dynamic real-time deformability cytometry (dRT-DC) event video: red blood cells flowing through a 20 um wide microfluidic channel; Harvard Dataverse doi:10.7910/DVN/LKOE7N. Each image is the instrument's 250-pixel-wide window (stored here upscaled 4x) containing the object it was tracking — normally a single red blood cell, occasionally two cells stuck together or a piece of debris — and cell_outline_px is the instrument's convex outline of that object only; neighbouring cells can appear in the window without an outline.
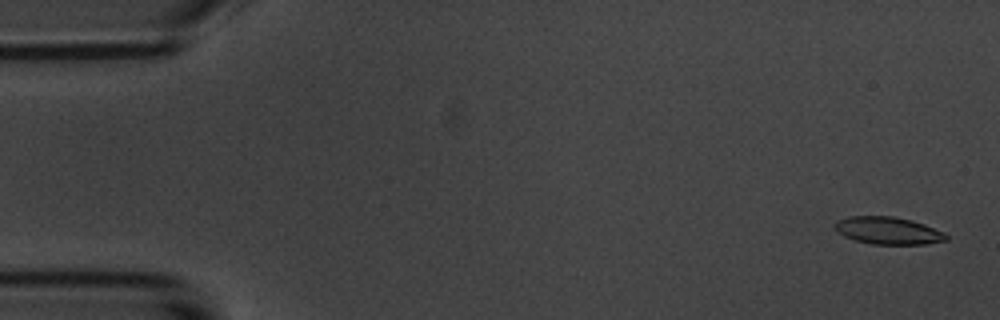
{"species": "common noctule bat (a hibernating species)", "species_latin": "Nyctalus noctula", "temperature_condition": "room temperature", "stored_images_in_passage": 53, "camera_frame_rate_fps": 3000, "um_per_image_px": 0.085, "animal": {"sex": "male", "body_mass_g": 20.1, "forearm_length_mm": 53.5}, "frame": {"image": 1, "passage_image": 2, "time_ms": 0.333, "image_size_px": [1000, 320], "cell_outline_px": [[948, 240], [924, 244], [872, 244], [856, 240], [844, 236], [836, 232], [832, 224], [836, 220], [848, 216], [892, 216], [912, 220], [924, 224], [944, 232], [948, 236]], "centroid_in_image_um": [75.45, 19.59], "position_along_channel_um": 9.6, "area_um2": 17.92}}
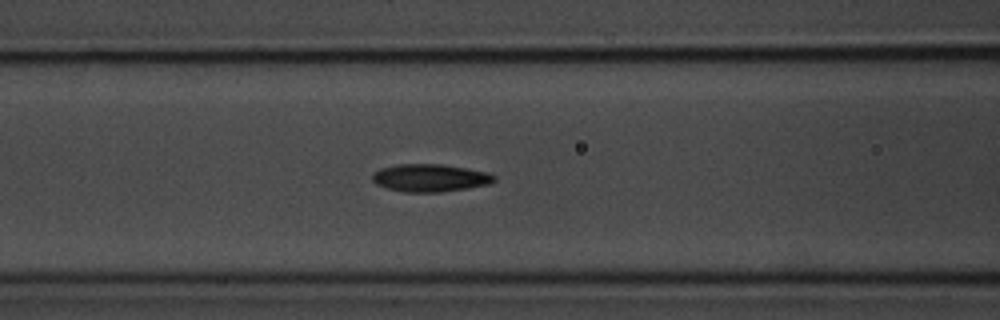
{"frame": {"image": 2, "passage_image": 22, "time_ms": 7.0, "image_size_px": [1000, 320], "cell_outline_px": [[496, 180], [488, 184], [468, 188], [440, 192], [404, 192], [388, 188], [376, 184], [372, 180], [372, 172], [380, 168], [396, 164], [440, 164], [488, 172], [496, 176]], "centroid_in_image_um": [36.53, 15.12], "position_along_channel_um": 130.1, "area_um2": 19.65}}
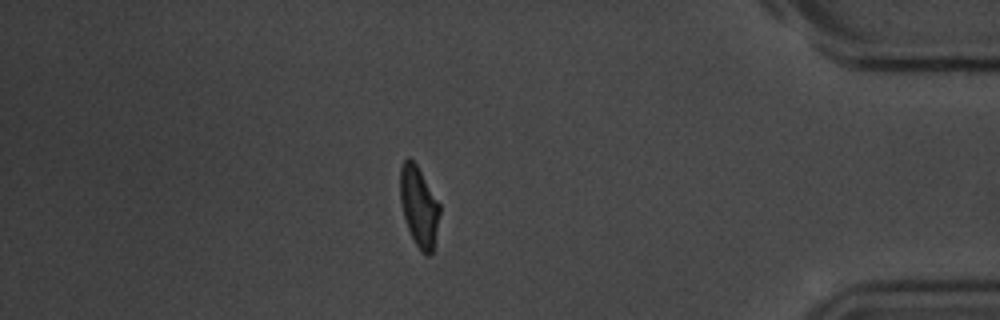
{"frame": {"image": 3, "passage_image": 47, "time_ms": 15.333, "image_size_px": [1000, 320], "cell_outline_px": [[440, 212], [432, 252], [428, 256], [424, 256], [416, 244], [408, 228], [404, 216], [400, 200], [400, 168], [404, 160], [408, 156], [416, 164], [440, 204]], "centroid_in_image_um": [35.6, 17.54], "position_along_channel_um": 399.6, "area_um2": 18.21}}